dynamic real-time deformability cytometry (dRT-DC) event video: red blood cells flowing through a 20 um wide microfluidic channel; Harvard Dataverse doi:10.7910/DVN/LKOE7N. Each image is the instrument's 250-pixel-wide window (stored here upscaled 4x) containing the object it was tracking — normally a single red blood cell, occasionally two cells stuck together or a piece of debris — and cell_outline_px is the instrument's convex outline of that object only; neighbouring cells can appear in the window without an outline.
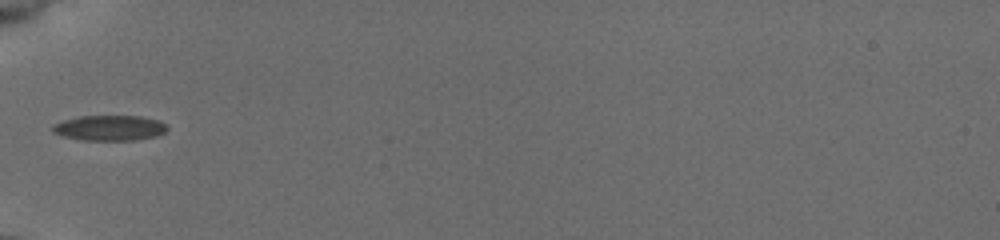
{"species": "common noctule bat (a hibernating species)", "species_latin": "Nyctalus noctula", "temperature_condition": "cold", "stored_images_in_passage": 34, "camera_frame_rate_fps": 3000, "um_per_image_px": 0.085, "animal": {"sex": "female", "body_mass_g": 19.5, "forearm_length_mm": 54.1}, "frame": {"image": 1, "passage_image": 1, "time_ms": 0.0, "image_size_px": [1000, 240], "cell_outline_px": [[168, 128], [164, 132], [156, 136], [132, 140], [84, 140], [64, 136], [52, 132], [52, 124], [64, 120], [80, 116], [140, 116], [160, 120], [168, 124]], "centroid_in_image_um": [9.34, 10.86], "position_along_channel_um": 75.7, "area_um2": 16.94}}
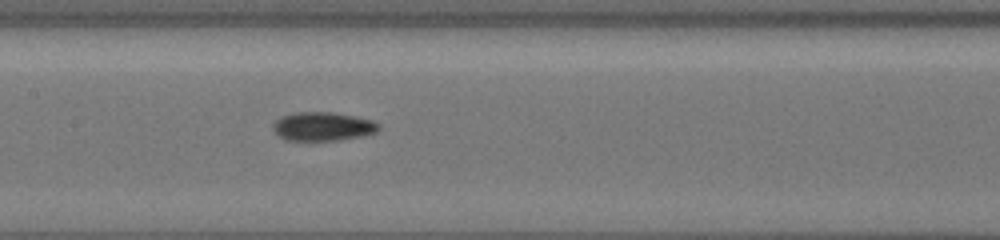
{"frame": {"image": 2, "passage_image": 9, "time_ms": 2.667, "image_size_px": [1000, 240], "cell_outline_px": [[380, 128], [376, 132], [364, 136], [336, 140], [284, 140], [272, 128], [272, 124], [276, 120], [284, 116], [296, 112], [332, 112], [372, 120], [380, 124]], "centroid_in_image_um": [27.45, 10.75], "position_along_channel_um": 179.9, "area_um2": 17.57}}
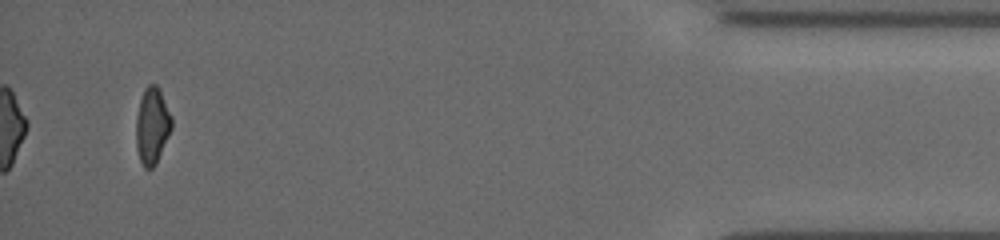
{"frame": {"image": 3, "passage_image": 32, "time_ms": 10.333, "image_size_px": [1000, 240], "cell_outline_px": [[172, 128], [156, 164], [152, 168], [144, 168], [140, 160], [136, 148], [136, 116], [140, 100], [144, 88], [148, 84], [156, 84], [160, 88], [172, 116]], "centroid_in_image_um": [12.94, 10.66], "position_along_channel_um": 422.3, "area_um2": 16.07}, "authors_computed_cell_mechanics": {"area_um2": 16.7331, "velocity_mm_per_s": 3.9506, "shape_relaxation_time_tau1_ms": 5.1461, "shape_relaxation_time_tau2_ms": 2.1796, "deformation_change_tau1": 0.147, "deformation_change_tau2": 0.0652}}